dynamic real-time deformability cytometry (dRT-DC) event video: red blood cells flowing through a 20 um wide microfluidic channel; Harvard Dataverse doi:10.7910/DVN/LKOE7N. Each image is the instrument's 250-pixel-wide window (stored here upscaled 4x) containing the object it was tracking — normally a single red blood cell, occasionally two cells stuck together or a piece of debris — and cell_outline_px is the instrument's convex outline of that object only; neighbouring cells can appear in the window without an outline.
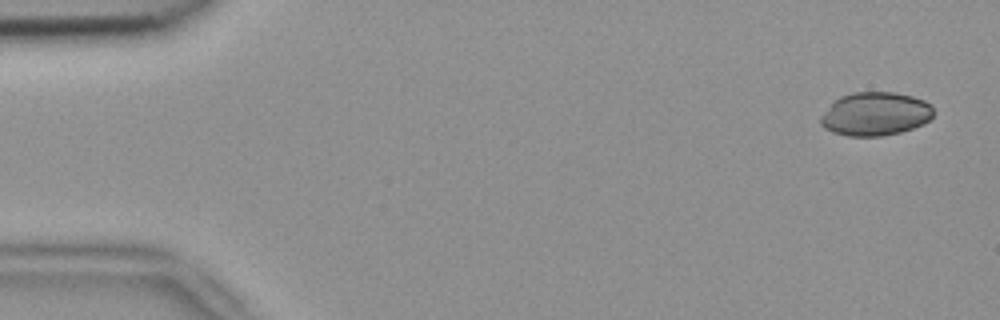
{"species": "common noctule bat (a hibernating species)", "species_latin": "Nyctalus noctula", "temperature_condition": "room temperature", "stored_images_in_passage": 4, "camera_frame_rate_fps": 3000, "um_per_image_px": 0.085, "animal": {"sex": "female", "body_mass_g": 18.4}, "frame": {"image": 1, "passage_image": 1, "time_ms": 0.0, "image_size_px": [1000, 320], "cell_outline_px": [[932, 116], [924, 124], [900, 132], [884, 136], [848, 136], [832, 132], [824, 128], [820, 124], [820, 116], [840, 96], [852, 92], [896, 92], [912, 96], [924, 100], [932, 104]], "centroid_in_image_um": [74.4, 9.68], "position_along_channel_um": 10.6, "area_um2": 28.67}}
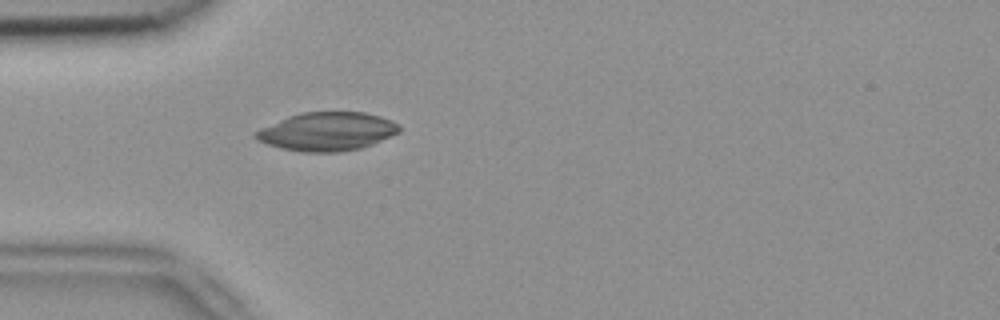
{"frame": {"image": 2, "passage_image": 4, "time_ms": 1.0, "image_size_px": [1000, 320], "cell_outline_px": [[400, 132], [372, 144], [360, 148], [340, 152], [300, 152], [280, 148], [256, 140], [252, 136], [252, 132], [260, 128], [288, 116], [304, 112], [364, 112], [380, 116], [392, 120], [400, 124]], "centroid_in_image_um": [27.78, 11.18], "position_along_channel_um": 57.2, "area_um2": 32.43}}